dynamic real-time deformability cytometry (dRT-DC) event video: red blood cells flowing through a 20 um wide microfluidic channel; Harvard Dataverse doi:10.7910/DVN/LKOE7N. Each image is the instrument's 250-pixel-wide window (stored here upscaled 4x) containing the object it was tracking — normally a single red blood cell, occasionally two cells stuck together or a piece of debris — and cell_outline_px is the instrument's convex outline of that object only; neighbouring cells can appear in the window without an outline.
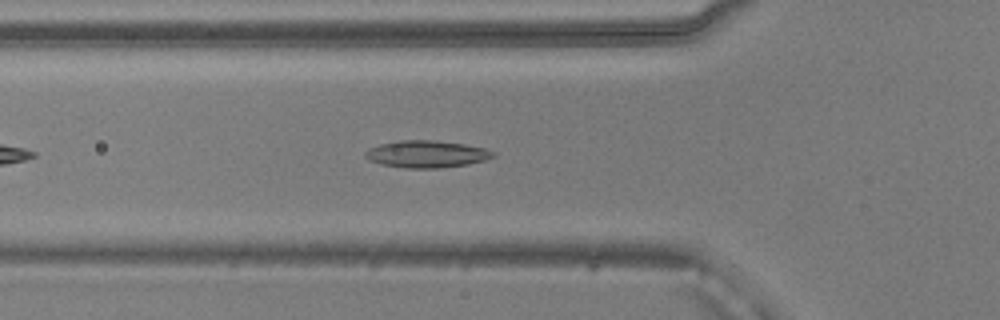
{"species": "common noctule bat (a hibernating species)", "species_latin": "Nyctalus noctula", "temperature_condition": "warm", "stored_images_in_passage": 41, "camera_frame_rate_fps": 3000, "um_per_image_px": 0.085, "animal": {"sex": "male", "body_mass_g": 20.5, "forearm_length_mm": 52.5}, "frame": {"image": 1, "passage_image": 7, "time_ms": 2.0, "image_size_px": [1000, 320], "cell_outline_px": [[496, 156], [484, 160], [468, 164], [440, 168], [404, 168], [380, 164], [368, 160], [364, 156], [364, 152], [368, 148], [380, 144], [400, 140], [436, 140], [464, 144], [484, 148], [496, 152]], "centroid_in_image_um": [36.24, 13.09], "position_along_channel_um": 89.6, "area_um2": 20.35}}
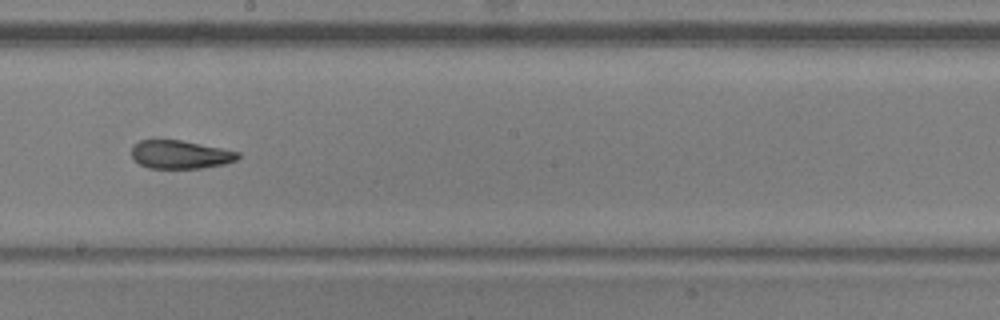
{"frame": {"image": 2, "passage_image": 18, "time_ms": 5.667, "image_size_px": [1000, 320], "cell_outline_px": [[240, 156], [236, 160], [224, 164], [200, 168], [148, 168], [140, 164], [132, 156], [132, 144], [140, 140], [180, 140], [240, 152]], "centroid_in_image_um": [15.31, 13.13], "position_along_channel_um": 232.9, "area_um2": 17.4}}
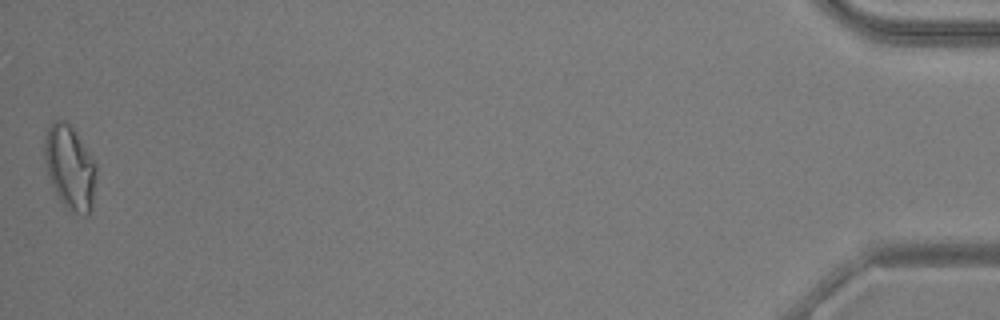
{"frame": {"image": 3, "passage_image": 41, "time_ms": 13.333, "image_size_px": [1000, 320], "cell_outline_px": [[96, 176], [92, 212], [88, 216], [84, 216], [64, 208], [48, 176], [44, 160], [44, 144], [48, 128], [56, 120], [64, 120], [76, 132], [92, 156], [96, 164]], "centroid_in_image_um": [5.96, 14.29], "position_along_channel_um": 429.2, "area_um2": 25.49}, "authors_computed_cell_mechanics": {"area_um2": 19.4786, "velocity_mm_per_s": 3.8861, "shape_relaxation_time_tau1_ms": null, "shape_relaxation_time_tau2_ms": 2.6262, "deformation_change_tau1": null, "deformation_change_tau2": 0.1015}}